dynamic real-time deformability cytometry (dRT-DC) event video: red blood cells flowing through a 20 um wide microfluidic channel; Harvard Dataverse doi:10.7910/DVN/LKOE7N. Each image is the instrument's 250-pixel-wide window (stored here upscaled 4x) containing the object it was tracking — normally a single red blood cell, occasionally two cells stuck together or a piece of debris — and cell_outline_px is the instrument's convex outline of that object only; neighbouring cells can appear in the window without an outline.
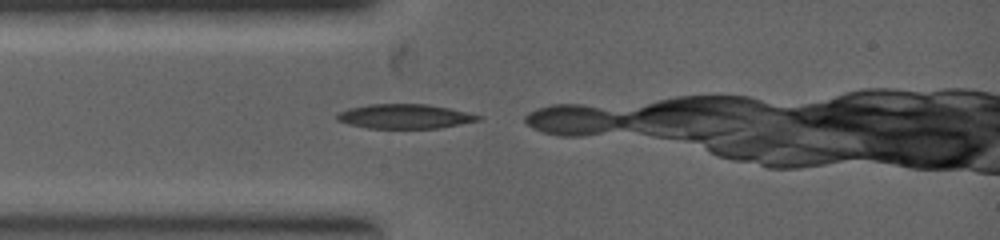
{"species": "common noctule bat (a hibernating species)", "species_latin": "Nyctalus noctula", "temperature_condition": "warm", "stored_images_in_passage": 2, "camera_frame_rate_fps": 5000, "um_per_image_px": 0.085, "animal": {"sex": "female", "body_mass_g": 19.0, "forearm_length_mm": 53.3}, "frame": {"image": 1, "passage_image": 1, "time_ms": 0.0, "image_size_px": [1000, 240], "cell_outline_px": [[484, 116], [480, 120], [440, 128], [368, 128], [348, 124], [336, 120], [336, 112], [348, 108], [368, 104], [424, 104], [448, 108]], "centroid_in_image_um": [34.36, 9.89], "position_along_channel_um": 50.6, "area_um2": 20.17}}